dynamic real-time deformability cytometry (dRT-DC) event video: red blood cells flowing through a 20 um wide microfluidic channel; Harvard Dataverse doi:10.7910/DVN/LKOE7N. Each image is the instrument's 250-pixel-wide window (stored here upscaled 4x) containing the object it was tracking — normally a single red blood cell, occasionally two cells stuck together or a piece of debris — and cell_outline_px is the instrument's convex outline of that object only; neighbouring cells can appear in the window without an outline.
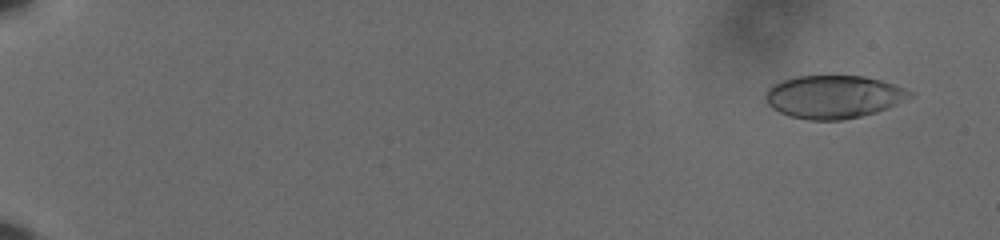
{"species": "human", "species_latin": "Homo sapiens", "temperature_condition": "cold", "stored_images_in_passage": 60, "camera_frame_rate_fps": 3000, "um_per_image_px": 0.085, "donor": {"sex": "male"}, "frame": {"image": 1, "passage_image": 4, "time_ms": 1.0, "image_size_px": [1000, 240], "cell_outline_px": [[916, 96], [888, 108], [876, 112], [844, 120], [808, 120], [788, 116], [772, 108], [764, 100], [764, 96], [768, 88], [772, 84], [796, 76], [864, 76], [896, 84], [916, 92]], "centroid_in_image_um": [70.9, 8.23], "position_along_channel_um": 14.1, "area_um2": 36.65}}
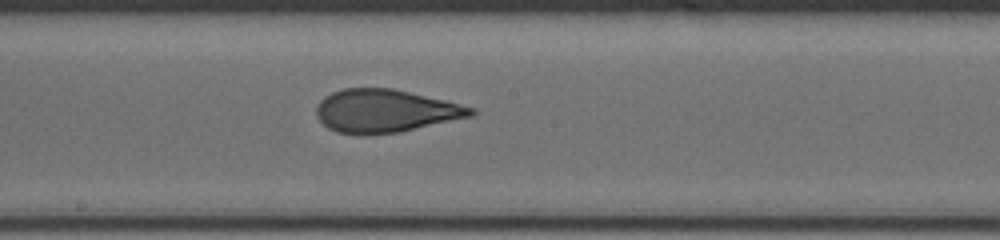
{"frame": {"image": 2, "passage_image": 36, "time_ms": 11.667, "image_size_px": [1000, 240], "cell_outline_px": [[476, 112], [472, 116], [400, 132], [336, 132], [328, 128], [316, 116], [316, 104], [324, 96], [332, 92], [344, 88], [392, 88], [444, 100], [476, 108]], "centroid_in_image_um": [32.75, 9.39], "position_along_channel_um": 215.5, "area_um2": 38.03}}
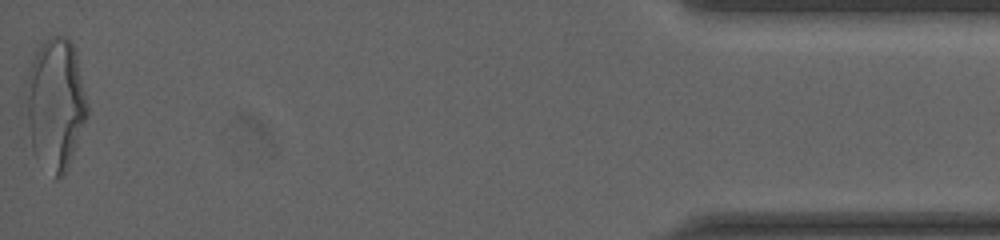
{"frame": {"image": 3, "passage_image": 60, "time_ms": 19.667, "image_size_px": [1000, 240], "cell_outline_px": [[88, 116], [68, 168], [64, 176], [56, 180], [32, 148], [20, 112], [28, 72], [32, 60], [40, 44], [48, 36], [64, 36], [72, 40], [76, 52], [88, 104]], "centroid_in_image_um": [4.66, 8.83], "position_along_channel_um": 430.5, "area_um2": 48.49}, "authors_computed_cell_mechanics": {"area_um2": 38.1769, "velocity_mm_per_s": 3.6267, "shape_relaxation_time_tau1_ms": 8.653, "shape_relaxation_time_tau2_ms": 1.0563, "deformation_change_tau1": 0.2391, "deformation_change_tau2": 0.0848}}